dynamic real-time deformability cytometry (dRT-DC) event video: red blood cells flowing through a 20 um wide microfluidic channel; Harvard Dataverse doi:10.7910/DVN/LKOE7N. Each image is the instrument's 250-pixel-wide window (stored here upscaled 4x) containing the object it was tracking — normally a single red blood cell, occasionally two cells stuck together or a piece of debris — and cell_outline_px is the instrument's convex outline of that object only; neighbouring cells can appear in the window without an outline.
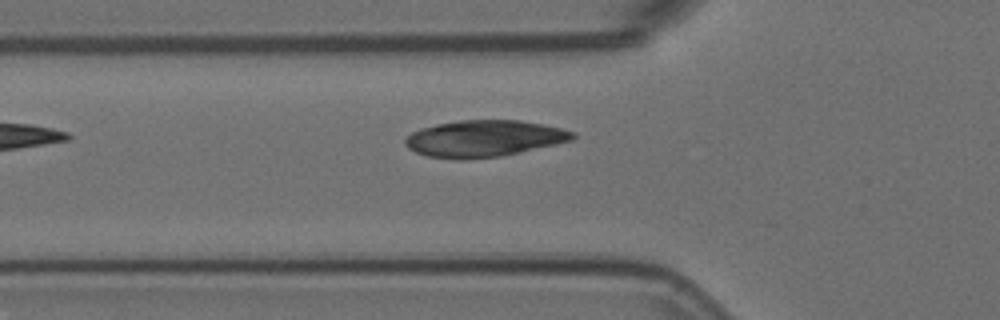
{"species": "Egyptian fruit bat (a non-hibernating species)", "species_latin": "Rousettus aegyptiacus", "temperature_condition": "room temperature", "stored_images_in_passage": 2, "camera_frame_rate_fps": 3000, "um_per_image_px": 0.085, "animal": {"sex": "female"}, "frame": {"image": 1, "passage_image": 2, "time_ms": 0.333, "image_size_px": [1000, 320], "cell_outline_px": [[576, 136], [572, 140], [556, 144], [520, 152], [500, 156], [464, 160], [460, 160], [428, 156], [416, 152], [408, 148], [404, 144], [404, 140], [412, 132], [420, 128], [436, 124], [460, 120], [520, 120], [544, 124], [576, 132]], "centroid_in_image_um": [41.14, 11.77], "position_along_channel_um": 84.7, "area_um2": 35.78}}